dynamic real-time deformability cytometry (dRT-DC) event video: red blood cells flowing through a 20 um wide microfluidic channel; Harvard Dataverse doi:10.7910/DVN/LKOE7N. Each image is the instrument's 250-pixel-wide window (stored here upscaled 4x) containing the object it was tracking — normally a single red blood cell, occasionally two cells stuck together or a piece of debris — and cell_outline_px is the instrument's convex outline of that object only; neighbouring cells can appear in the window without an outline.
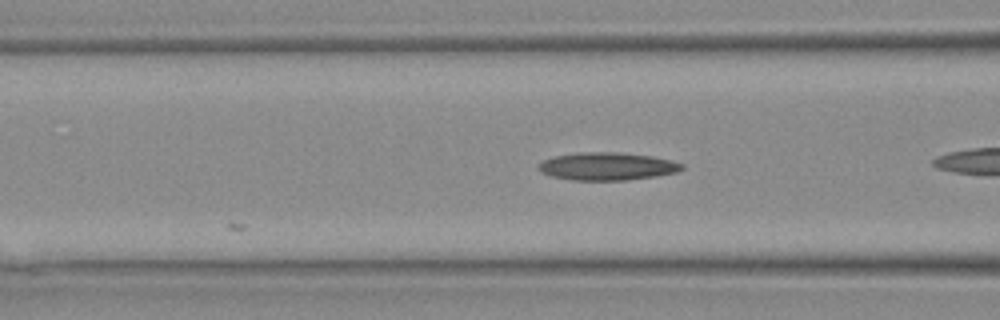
{"species": "Egyptian fruit bat (a non-hibernating species)", "species_latin": "Rousettus aegyptiacus", "temperature_condition": "warm", "stored_images_in_passage": 7, "camera_frame_rate_fps": 3000, "um_per_image_px": 0.085, "animal": {"sex": "female"}, "frame": {"image": 1, "passage_image": 7, "time_ms": 2.0, "image_size_px": [1000, 320], "cell_outline_px": [[684, 168], [676, 172], [656, 176], [628, 180], [572, 180], [552, 176], [536, 168], [544, 160], [556, 156], [580, 152], [616, 152], [652, 156], [672, 160], [684, 164]], "centroid_in_image_um": [51.66, 14.14], "position_along_channel_um": 114.9, "area_um2": 23.06}}